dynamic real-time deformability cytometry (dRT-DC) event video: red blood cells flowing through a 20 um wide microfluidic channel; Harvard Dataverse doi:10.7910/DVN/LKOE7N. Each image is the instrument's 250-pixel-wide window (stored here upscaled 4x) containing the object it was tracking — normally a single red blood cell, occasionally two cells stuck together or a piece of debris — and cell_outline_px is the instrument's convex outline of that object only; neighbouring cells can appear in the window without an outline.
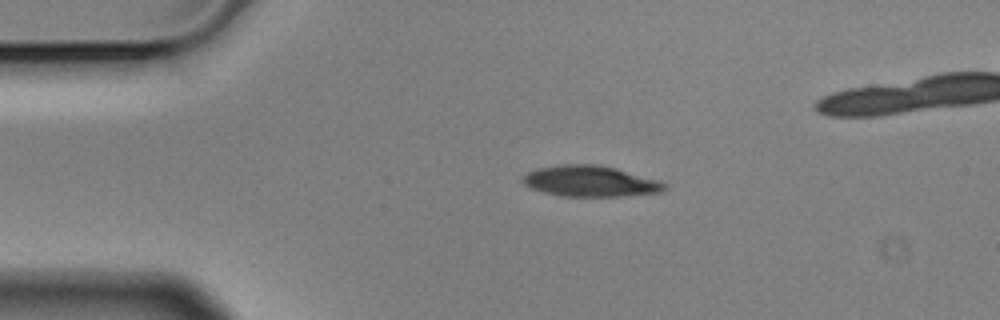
{"species": "Egyptian fruit bat (a non-hibernating species)", "species_latin": "Rousettus aegyptiacus", "temperature_condition": "cold", "stored_images_in_passage": 4, "camera_frame_rate_fps": 3000, "um_per_image_px": 0.085, "animal": {"sex": "male"}, "frame": {"image": 1, "passage_image": 2, "time_ms": 0.333, "image_size_px": [1000, 320], "cell_outline_px": [[668, 188], [660, 192], [616, 196], [564, 196], [544, 192], [532, 188], [524, 184], [520, 180], [528, 172], [536, 168], [560, 164], [600, 164], [616, 168], [660, 180], [668, 184]], "centroid_in_image_um": [50.19, 15.38], "position_along_channel_um": 34.8, "area_um2": 25.61}}